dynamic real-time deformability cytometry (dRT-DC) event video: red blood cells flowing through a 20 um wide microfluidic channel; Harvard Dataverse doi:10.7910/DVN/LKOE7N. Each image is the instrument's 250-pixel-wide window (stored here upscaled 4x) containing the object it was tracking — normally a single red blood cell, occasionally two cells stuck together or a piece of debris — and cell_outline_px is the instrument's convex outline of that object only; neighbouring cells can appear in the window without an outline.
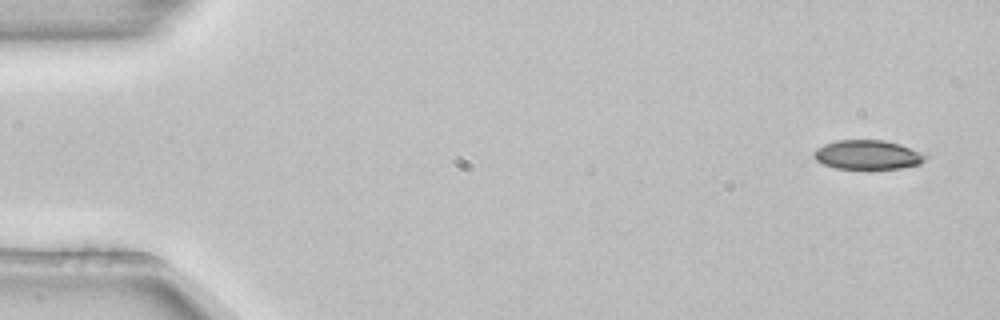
{"species": "common noctule bat (a hibernating species)", "species_latin": "Nyctalus noctula", "temperature_condition": "room temperature", "stored_images_in_passage": 3, "camera_frame_rate_fps": 3000, "um_per_image_px": 0.085, "animal": {"sex": "female", "body_mass_g": 22.7, "forearm_length_mm": 54.2}, "frame": {"image": 1, "passage_image": 1, "time_ms": 0.0, "image_size_px": [1000, 320], "cell_outline_px": [[928, 156], [920, 164], [900, 168], [868, 172], [836, 168], [824, 164], [816, 160], [812, 156], [812, 152], [816, 148], [824, 144], [836, 140], [884, 140], [900, 144], [928, 152]], "centroid_in_image_um": [73.79, 13.19], "position_along_channel_um": 11.2, "area_um2": 20.17}}